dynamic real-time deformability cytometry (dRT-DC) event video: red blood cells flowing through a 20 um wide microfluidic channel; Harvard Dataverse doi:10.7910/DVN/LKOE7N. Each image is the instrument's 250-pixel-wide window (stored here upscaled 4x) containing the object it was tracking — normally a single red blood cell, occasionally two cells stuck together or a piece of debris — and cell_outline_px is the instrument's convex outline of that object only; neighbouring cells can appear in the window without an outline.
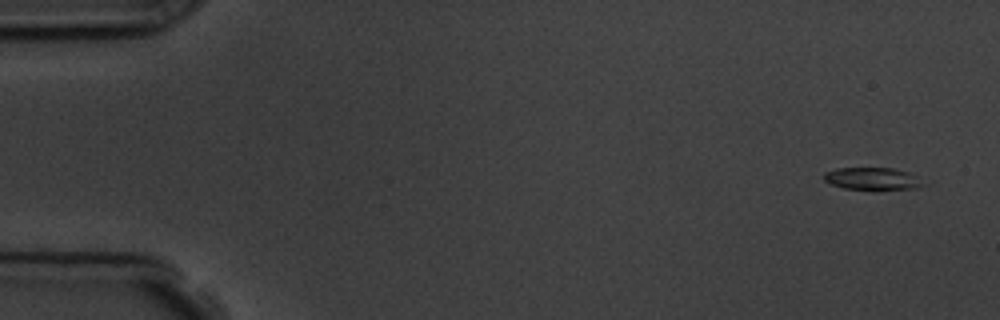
{"species": "common noctule bat (a hibernating species)", "species_latin": "Nyctalus noctula", "temperature_condition": "room temperature", "stored_images_in_passage": 6, "segment_of_instrument_passage": [1, 2], "camera_frame_rate_fps": 3000, "um_per_image_px": 0.085, "animal": {"sex": "male", "body_mass_g": 19.5, "forearm_length_mm": 54.6}, "frame": {"image": 1, "passage_image": 1, "time_ms": 0.0, "image_size_px": [1000, 320], "cell_outline_px": [[924, 184], [916, 188], [876, 192], [872, 192], [844, 188], [832, 184], [824, 180], [824, 172], [836, 168], [892, 168], [908, 172], [916, 176]], "centroid_in_image_um": [74.15, 15.23], "position_along_channel_um": 10.9, "area_um2": 13.47}}
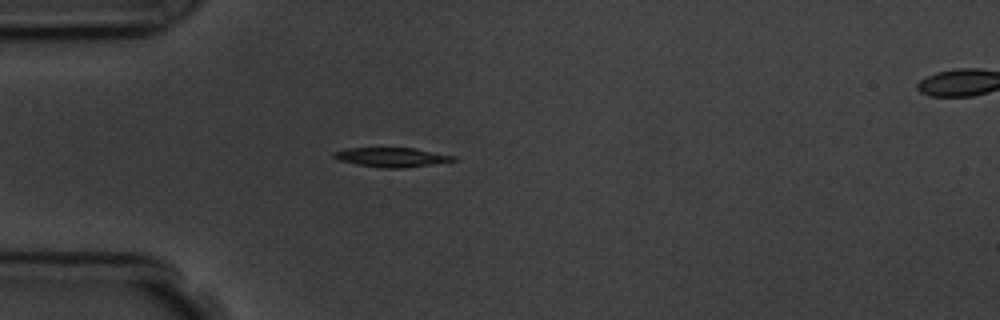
{"frame": {"image": 2, "passage_image": 5, "time_ms": 4.333, "image_size_px": [1000, 320], "cell_outline_px": [[456, 160], [404, 168], [380, 168], [356, 164], [336, 160], [332, 156], [332, 152], [344, 148], [412, 148], [456, 156]], "centroid_in_image_um": [33.19, 13.36], "position_along_channel_um": 51.8, "area_um2": 13.47}}